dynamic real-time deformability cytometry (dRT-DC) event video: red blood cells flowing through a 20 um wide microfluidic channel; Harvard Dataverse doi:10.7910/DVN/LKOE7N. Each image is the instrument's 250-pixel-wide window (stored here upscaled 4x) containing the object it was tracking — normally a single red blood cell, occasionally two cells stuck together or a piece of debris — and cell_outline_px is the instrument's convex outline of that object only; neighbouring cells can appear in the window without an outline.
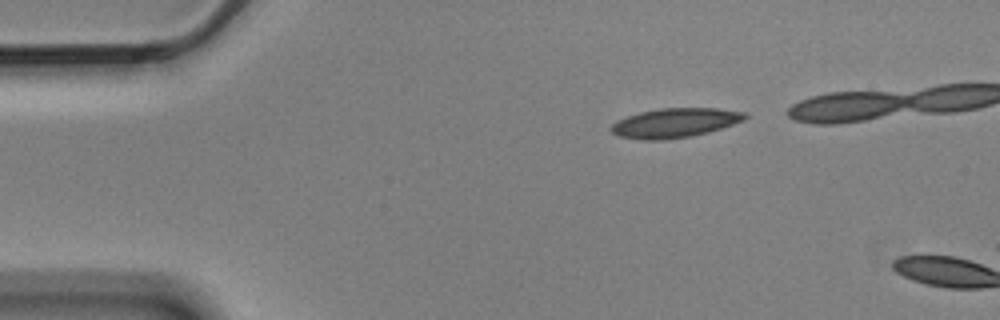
{"species": "Egyptian fruit bat (a non-hibernating species)", "species_latin": "Rousettus aegyptiacus", "temperature_condition": "cold", "stored_images_in_passage": 2, "camera_frame_rate_fps": 3000, "um_per_image_px": 0.085, "animal": {"sex": "male"}, "frame": {"image": 1, "passage_image": 1, "time_ms": 0.0, "image_size_px": [1000, 320], "cell_outline_px": [[748, 116], [744, 120], [708, 132], [688, 136], [664, 140], [644, 140], [620, 136], [612, 132], [608, 128], [616, 120], [640, 112], [660, 108], [716, 108], [744, 112]], "centroid_in_image_um": [57.33, 10.44], "position_along_channel_um": 27.7, "area_um2": 22.72}}